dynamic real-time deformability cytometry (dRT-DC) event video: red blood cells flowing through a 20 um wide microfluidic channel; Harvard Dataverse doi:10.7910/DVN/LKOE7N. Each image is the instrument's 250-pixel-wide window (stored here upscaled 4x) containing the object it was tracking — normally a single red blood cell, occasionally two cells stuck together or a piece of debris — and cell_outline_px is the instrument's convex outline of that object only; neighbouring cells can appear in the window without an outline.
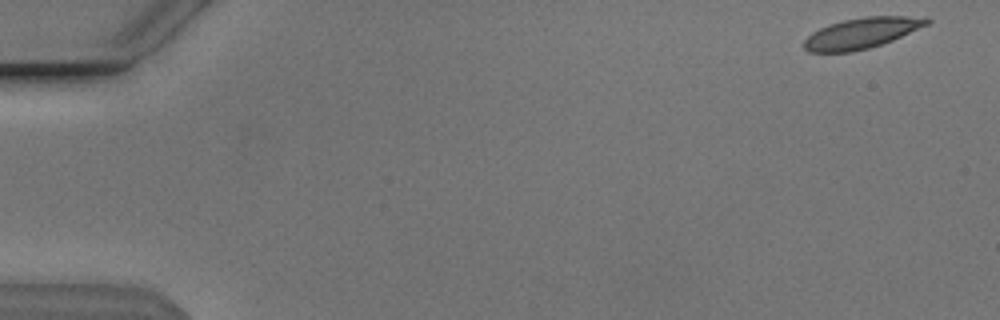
{"species": "Egyptian fruit bat (a non-hibernating species)", "species_latin": "Rousettus aegyptiacus", "temperature_condition": "cold", "stored_images_in_passage": 3, "camera_frame_rate_fps": 3000, "um_per_image_px": 0.085, "animal": {"sex": "male"}, "frame": {"image": 1, "passage_image": 1, "time_ms": 0.0, "image_size_px": [1000, 320], "cell_outline_px": [[932, 20], [928, 24], [892, 40], [868, 48], [852, 52], [808, 52], [804, 48], [804, 40], [812, 32], [828, 24], [844, 20], [864, 16], [928, 16]], "centroid_in_image_um": [73.25, 2.8], "position_along_channel_um": 11.8, "area_um2": 21.96}}